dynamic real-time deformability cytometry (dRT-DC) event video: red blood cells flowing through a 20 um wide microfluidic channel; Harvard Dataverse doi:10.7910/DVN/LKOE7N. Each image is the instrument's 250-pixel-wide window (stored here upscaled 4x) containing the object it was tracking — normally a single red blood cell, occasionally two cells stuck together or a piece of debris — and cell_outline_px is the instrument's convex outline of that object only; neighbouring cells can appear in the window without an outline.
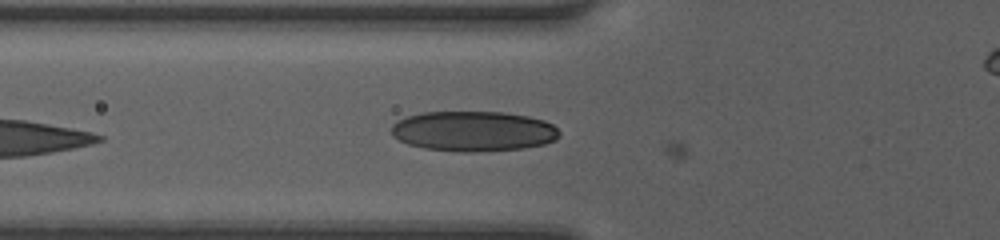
{"species": "human", "species_latin": "Homo sapiens", "temperature_condition": "room temperature", "stored_images_in_passage": 5, "camera_frame_rate_fps": 3000, "um_per_image_px": 0.085, "donor": {"sex": "female"}, "frame": {"image": 1, "passage_image": 4, "time_ms": 1.0, "image_size_px": [1000, 240], "cell_outline_px": [[560, 136], [556, 140], [544, 144], [524, 148], [476, 152], [460, 152], [424, 148], [408, 144], [392, 136], [392, 124], [396, 120], [408, 116], [424, 112], [504, 112], [528, 116], [544, 120], [552, 124], [560, 132]], "centroid_in_image_um": [40.25, 11.15], "position_along_channel_um": 85.6, "area_um2": 39.54}}